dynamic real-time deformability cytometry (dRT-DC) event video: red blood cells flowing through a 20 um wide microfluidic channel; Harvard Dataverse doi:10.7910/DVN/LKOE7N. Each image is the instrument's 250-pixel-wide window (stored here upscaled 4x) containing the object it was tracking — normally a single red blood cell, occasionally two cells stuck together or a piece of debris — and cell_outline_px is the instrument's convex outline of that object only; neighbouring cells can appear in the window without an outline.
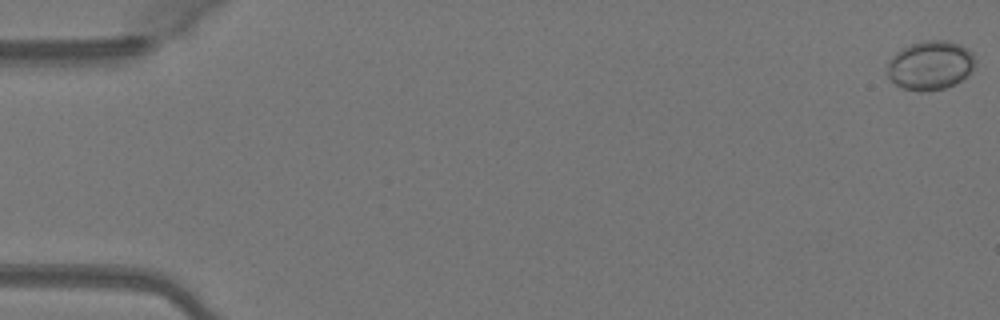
{"species": "Egyptian fruit bat (a non-hibernating species)", "species_latin": "Rousettus aegyptiacus", "temperature_condition": "warm", "stored_images_in_passage": 51, "camera_frame_rate_fps": 3000, "um_per_image_px": 0.085, "animal": {"sex": "female"}, "frame": {"image": 1, "passage_image": 1, "time_ms": 0.0, "image_size_px": [1000, 320], "cell_outline_px": [[976, 68], [956, 84], [944, 88], [924, 92], [920, 92], [904, 88], [896, 84], [888, 76], [888, 60], [896, 52], [912, 44], [924, 40], [948, 40], [960, 44], [968, 48], [972, 52], [976, 60]], "centroid_in_image_um": [79.13, 5.55], "position_along_channel_um": 5.9, "area_um2": 25.37}}
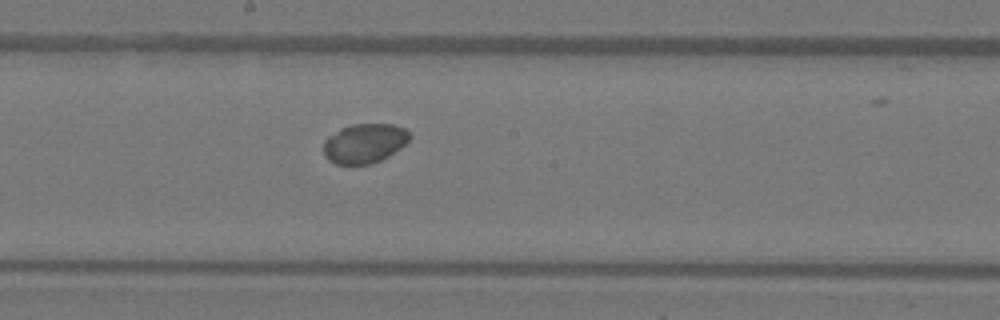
{"frame": {"image": 2, "passage_image": 28, "time_ms": 9.0, "image_size_px": [1000, 320], "cell_outline_px": [[412, 136], [400, 148], [388, 156], [372, 164], [336, 164], [328, 160], [324, 156], [324, 140], [328, 136], [340, 128], [352, 124], [392, 124], [404, 128]], "centroid_in_image_um": [30.96, 12.18], "position_along_channel_um": 217.2, "area_um2": 19.83}}
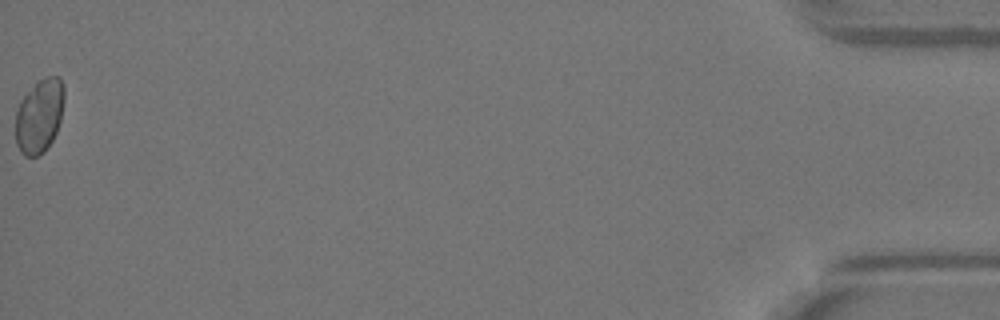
{"frame": {"image": 3, "passage_image": 51, "time_ms": 16.667, "image_size_px": [1000, 320], "cell_outline_px": [[64, 100], [60, 120], [56, 132], [52, 140], [44, 152], [36, 156], [24, 156], [20, 152], [16, 144], [16, 108], [20, 100], [44, 76], [60, 76], [64, 84]], "centroid_in_image_um": [3.35, 9.84], "position_along_channel_um": 431.8, "area_um2": 20.98}, "authors_computed_cell_mechanics": {"area_um2": 20.8658, "velocity_mm_per_s": 4.0966, "shape_relaxation_time_tau1_ms": null, "shape_relaxation_time_tau2_ms": 8.7212, "deformation_change_tau1": null, "deformation_change_tau2": 0.0563}}